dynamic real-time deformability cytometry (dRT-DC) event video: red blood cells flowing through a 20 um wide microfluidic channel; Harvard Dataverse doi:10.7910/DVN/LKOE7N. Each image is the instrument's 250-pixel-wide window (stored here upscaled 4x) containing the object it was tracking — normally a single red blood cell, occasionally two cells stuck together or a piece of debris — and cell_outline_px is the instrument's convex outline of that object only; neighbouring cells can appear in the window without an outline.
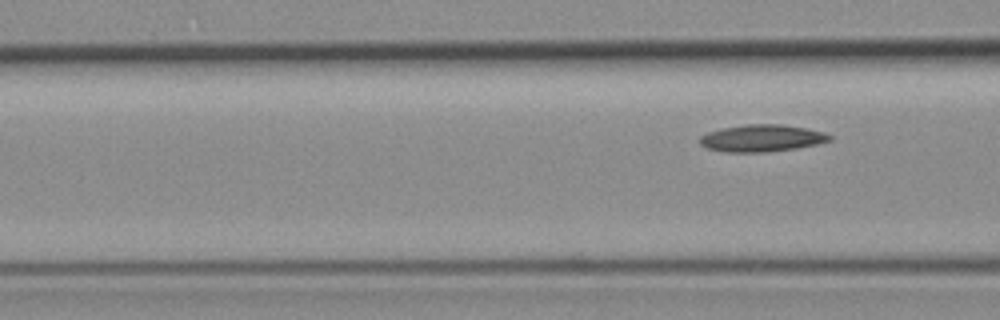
{"species": "common noctule bat (a hibernating species)", "species_latin": "Nyctalus noctula", "temperature_condition": "room temperature", "stored_images_in_passage": 7, "camera_frame_rate_fps": 3000, "um_per_image_px": 0.085, "animal": {"sex": "female", "body_mass_g": 19.3, "forearm_length_mm": 54.1}, "frame": {"image": 1, "passage_image": 7, "time_ms": 7.0, "image_size_px": [1000, 320], "cell_outline_px": [[832, 140], [816, 144], [796, 148], [768, 152], [728, 152], [708, 148], [700, 144], [700, 136], [708, 132], [724, 128], [744, 124], [780, 124], [804, 128], [824, 132], [832, 136]], "centroid_in_image_um": [64.76, 11.74], "position_along_channel_um": 101.8, "area_um2": 20.29}}